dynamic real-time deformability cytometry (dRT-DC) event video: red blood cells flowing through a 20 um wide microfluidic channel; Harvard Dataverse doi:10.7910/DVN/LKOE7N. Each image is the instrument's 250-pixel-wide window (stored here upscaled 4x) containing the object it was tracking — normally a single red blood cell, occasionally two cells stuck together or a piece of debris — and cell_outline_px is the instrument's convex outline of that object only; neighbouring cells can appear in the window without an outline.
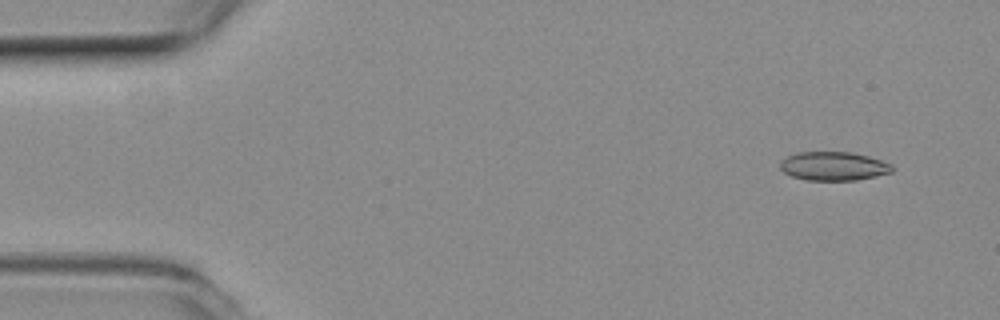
{"species": "common noctule bat (a hibernating species)", "species_latin": "Nyctalus noctula", "temperature_condition": "room temperature", "stored_images_in_passage": 54, "camera_frame_rate_fps": 3000, "um_per_image_px": 0.085, "animal": {"sex": "female", "body_mass_g": 19.3, "forearm_length_mm": 54.1}, "frame": {"image": 1, "passage_image": 4, "time_ms": 1.0, "image_size_px": [1000, 320], "cell_outline_px": [[892, 172], [856, 180], [804, 180], [792, 176], [784, 172], [780, 168], [780, 160], [796, 152], [852, 152], [868, 156], [892, 164]], "centroid_in_image_um": [70.82, 14.12], "position_along_channel_um": 14.2, "area_um2": 18.73}}
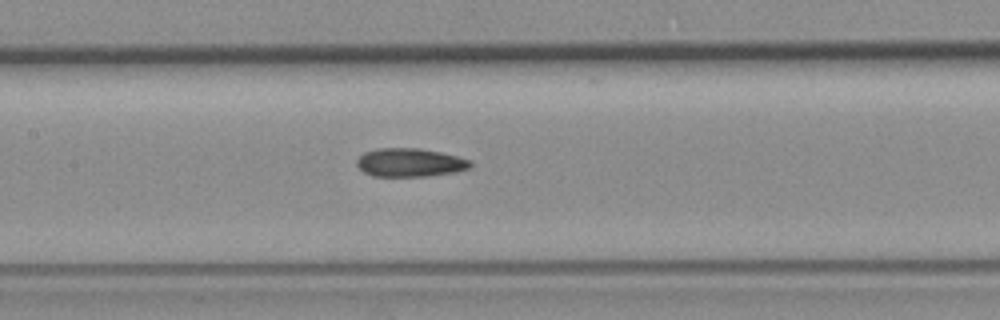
{"frame": {"image": 2, "passage_image": 25, "time_ms": 8.0, "image_size_px": [1000, 320], "cell_outline_px": [[472, 168], [456, 172], [428, 176], [372, 176], [364, 172], [356, 164], [356, 160], [364, 152], [380, 148], [420, 148], [440, 152], [472, 160]], "centroid_in_image_um": [34.87, 13.82], "position_along_channel_um": 172.5, "area_um2": 18.96}}
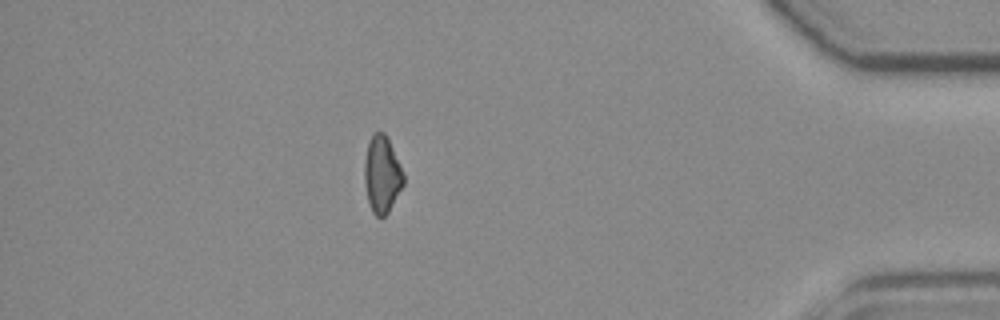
{"frame": {"image": 3, "passage_image": 47, "time_ms": 15.333, "image_size_px": [1000, 320], "cell_outline_px": [[404, 184], [388, 212], [384, 216], [376, 216], [372, 212], [368, 204], [364, 184], [364, 164], [368, 144], [372, 136], [376, 132], [384, 132], [388, 140], [404, 176]], "centroid_in_image_um": [32.44, 14.88], "position_along_channel_um": 402.8, "area_um2": 17.17}, "authors_computed_cell_mechanics": {"area_um2": 18.6694, "velocity_mm_per_s": 3.8013, "shape_relaxation_time_tau1_ms": null, "shape_relaxation_time_tau2_ms": 5.3022, "deformation_change_tau1": null, "deformation_change_tau2": 0.1363}}